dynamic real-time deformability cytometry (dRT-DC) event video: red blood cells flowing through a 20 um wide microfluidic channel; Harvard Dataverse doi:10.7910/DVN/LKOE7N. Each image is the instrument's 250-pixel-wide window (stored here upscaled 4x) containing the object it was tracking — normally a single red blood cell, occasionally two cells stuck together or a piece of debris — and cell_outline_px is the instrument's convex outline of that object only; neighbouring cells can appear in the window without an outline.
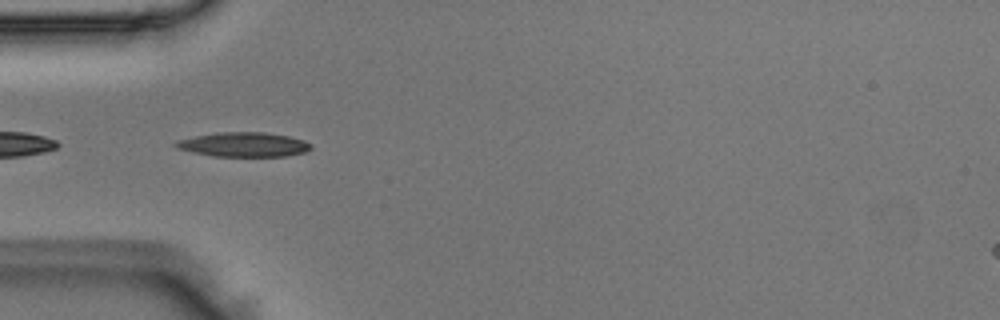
{"species": "Egyptian fruit bat (a non-hibernating species)", "species_latin": "Rousettus aegyptiacus", "temperature_condition": "room temperature", "stored_images_in_passage": 14, "camera_frame_rate_fps": 3000, "um_per_image_px": 0.085, "animal": {"sex": "male"}, "frame": {"image": 1, "passage_image": 8, "time_ms": 2.333, "image_size_px": [1000, 320], "cell_outline_px": [[312, 148], [304, 152], [288, 156], [212, 156], [192, 152], [180, 148], [172, 144], [176, 140], [216, 132], [264, 132], [288, 136], [304, 140], [312, 144]], "centroid_in_image_um": [20.73, 12.28], "position_along_channel_um": 64.3, "area_um2": 19.25}}